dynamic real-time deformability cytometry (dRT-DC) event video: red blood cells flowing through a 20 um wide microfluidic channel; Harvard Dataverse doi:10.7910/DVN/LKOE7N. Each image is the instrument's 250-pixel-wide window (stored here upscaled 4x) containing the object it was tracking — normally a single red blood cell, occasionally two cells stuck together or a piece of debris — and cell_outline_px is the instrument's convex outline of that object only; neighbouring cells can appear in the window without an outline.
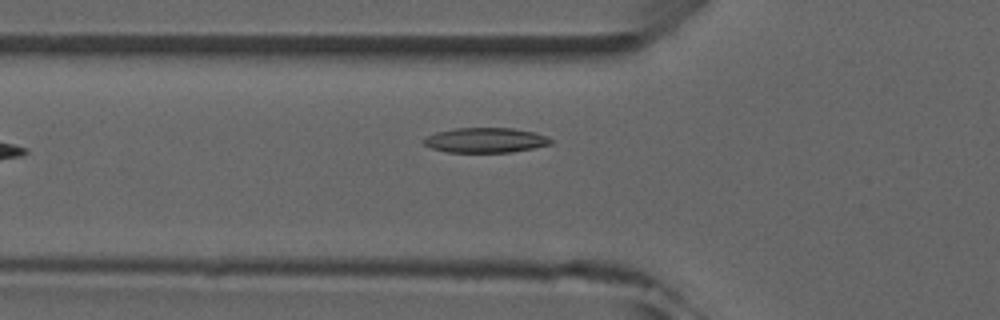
{"species": "common noctule bat (a hibernating species)", "species_latin": "Nyctalus noctula", "temperature_condition": "room temperature", "stored_images_in_passage": 6, "camera_frame_rate_fps": 3000, "um_per_image_px": 0.085, "animal": {"sex": "male", "forearm_length_mm": 52.5}, "frame": {"image": 1, "passage_image": 6, "time_ms": 5.667, "image_size_px": [1000, 320], "cell_outline_px": [[552, 144], [512, 152], [448, 152], [432, 148], [424, 144], [420, 140], [424, 136], [436, 132], [456, 128], [512, 128], [536, 132], [552, 140]], "centroid_in_image_um": [41.22, 11.91], "position_along_channel_um": 84.6, "area_um2": 18.5}}